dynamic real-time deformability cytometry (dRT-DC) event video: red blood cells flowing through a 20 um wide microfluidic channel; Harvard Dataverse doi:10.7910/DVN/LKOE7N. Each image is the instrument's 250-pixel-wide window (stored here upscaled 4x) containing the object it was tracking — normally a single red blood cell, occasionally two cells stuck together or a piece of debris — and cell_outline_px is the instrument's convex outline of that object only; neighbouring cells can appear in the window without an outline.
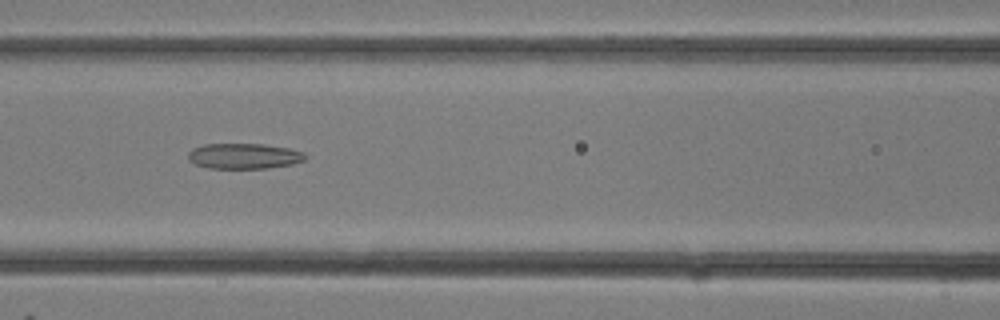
{"species": "common noctule bat (a hibernating species)", "species_latin": "Nyctalus noctula", "temperature_condition": "room temperature", "stored_images_in_passage": 31, "camera_frame_rate_fps": 3000, "um_per_image_px": 0.085, "animal": {"sex": "female"}, "frame": {"image": 1, "passage_image": 14, "time_ms": 4.333, "image_size_px": [1000, 320], "cell_outline_px": [[308, 156], [304, 160], [292, 164], [268, 168], [208, 168], [196, 164], [188, 160], [188, 152], [192, 148], [204, 144], [264, 144], [288, 148], [304, 152]], "centroid_in_image_um": [20.74, 13.26], "position_along_channel_um": 145.9, "area_um2": 17.46}}
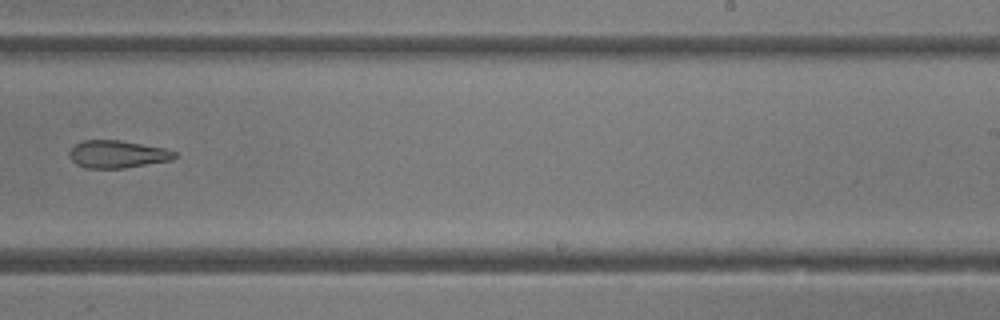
{"frame": {"image": 2, "passage_image": 20, "time_ms": 6.333, "image_size_px": [1000, 320], "cell_outline_px": [[176, 156], [172, 160], [124, 168], [88, 168], [76, 164], [68, 156], [68, 152], [76, 144], [84, 140], [120, 140], [164, 148], [176, 152]], "centroid_in_image_um": [9.97, 13.11], "position_along_channel_um": 279.0, "area_um2": 16.82}}
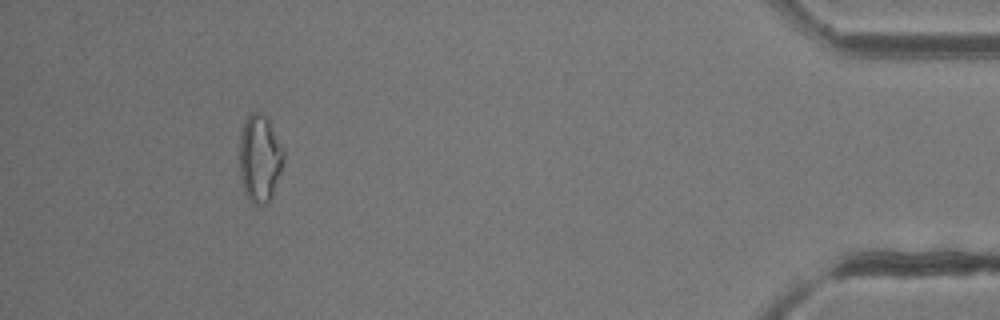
{"frame": {"image": 3, "passage_image": 29, "time_ms": 9.333, "image_size_px": [1000, 320], "cell_outline_px": [[284, 156], [280, 172], [268, 204], [252, 204], [244, 196], [240, 176], [240, 132], [244, 120], [252, 112], [256, 112], [264, 116], [268, 120], [284, 148]], "centroid_in_image_um": [22.05, 13.49], "position_along_channel_um": 413.1, "area_um2": 22.48}}